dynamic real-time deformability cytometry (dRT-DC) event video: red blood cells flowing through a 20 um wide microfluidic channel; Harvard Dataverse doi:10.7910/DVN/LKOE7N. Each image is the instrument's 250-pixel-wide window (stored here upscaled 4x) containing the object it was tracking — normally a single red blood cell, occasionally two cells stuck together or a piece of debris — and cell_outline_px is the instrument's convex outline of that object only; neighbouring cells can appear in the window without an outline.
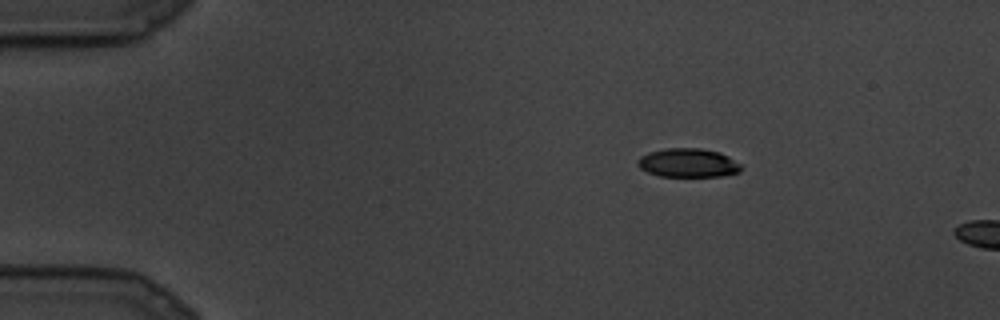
{"species": "common noctule bat (a hibernating species)", "species_latin": "Nyctalus noctula", "temperature_condition": "cold", "stored_images_in_passage": 3, "camera_frame_rate_fps": 3000, "um_per_image_px": 0.085, "animal": {"sex": "male", "body_mass_g": 19.5, "forearm_length_mm": 54.6}, "frame": {"image": 1, "passage_image": 1, "time_ms": 0.0, "image_size_px": [1000, 320], "cell_outline_px": [[744, 168], [740, 172], [720, 176], [660, 176], [648, 172], [640, 168], [636, 164], [636, 160], [640, 156], [648, 152], [668, 148], [700, 148], [720, 152], [744, 164]], "centroid_in_image_um": [58.52, 13.84], "position_along_channel_um": 26.5, "area_um2": 17.63}}